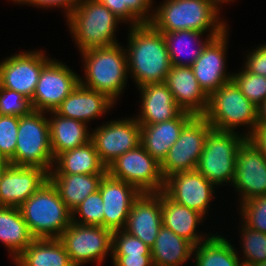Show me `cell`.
<instances>
[{
	"instance_id": "6da1fadb",
	"label": "cell",
	"mask_w": 266,
	"mask_h": 266,
	"mask_svg": "<svg viewBox=\"0 0 266 266\" xmlns=\"http://www.w3.org/2000/svg\"><path fill=\"white\" fill-rule=\"evenodd\" d=\"M128 32L125 48L128 73L137 88L165 82L172 64L163 33L150 23L130 26Z\"/></svg>"
},
{
	"instance_id": "7a4b0ae2",
	"label": "cell",
	"mask_w": 266,
	"mask_h": 266,
	"mask_svg": "<svg viewBox=\"0 0 266 266\" xmlns=\"http://www.w3.org/2000/svg\"><path fill=\"white\" fill-rule=\"evenodd\" d=\"M161 3L154 8L150 22L159 32L209 31V35L218 37L229 28L224 19H220L222 6L218 0H164Z\"/></svg>"
},
{
	"instance_id": "3957f363",
	"label": "cell",
	"mask_w": 266,
	"mask_h": 266,
	"mask_svg": "<svg viewBox=\"0 0 266 266\" xmlns=\"http://www.w3.org/2000/svg\"><path fill=\"white\" fill-rule=\"evenodd\" d=\"M80 54L84 60L85 74V78L80 77V84L108 95L115 102L120 99L127 87L129 75L125 47L117 43L91 48Z\"/></svg>"
},
{
	"instance_id": "277c9868",
	"label": "cell",
	"mask_w": 266,
	"mask_h": 266,
	"mask_svg": "<svg viewBox=\"0 0 266 266\" xmlns=\"http://www.w3.org/2000/svg\"><path fill=\"white\" fill-rule=\"evenodd\" d=\"M18 208L35 239L59 238L72 223V211L50 179Z\"/></svg>"
},
{
	"instance_id": "5b68a950",
	"label": "cell",
	"mask_w": 266,
	"mask_h": 266,
	"mask_svg": "<svg viewBox=\"0 0 266 266\" xmlns=\"http://www.w3.org/2000/svg\"><path fill=\"white\" fill-rule=\"evenodd\" d=\"M65 19L79 52L118 43L116 29L123 22L98 0H80Z\"/></svg>"
},
{
	"instance_id": "8992f818",
	"label": "cell",
	"mask_w": 266,
	"mask_h": 266,
	"mask_svg": "<svg viewBox=\"0 0 266 266\" xmlns=\"http://www.w3.org/2000/svg\"><path fill=\"white\" fill-rule=\"evenodd\" d=\"M213 129L238 132L245 126L248 138L257 127V106L241 92L233 80L223 84L208 97V107L203 115Z\"/></svg>"
},
{
	"instance_id": "52a82bcc",
	"label": "cell",
	"mask_w": 266,
	"mask_h": 266,
	"mask_svg": "<svg viewBox=\"0 0 266 266\" xmlns=\"http://www.w3.org/2000/svg\"><path fill=\"white\" fill-rule=\"evenodd\" d=\"M46 114L44 111L33 110L30 114L19 117L15 155L9 164L38 167L49 174L53 168L54 156Z\"/></svg>"
},
{
	"instance_id": "ba28073f",
	"label": "cell",
	"mask_w": 266,
	"mask_h": 266,
	"mask_svg": "<svg viewBox=\"0 0 266 266\" xmlns=\"http://www.w3.org/2000/svg\"><path fill=\"white\" fill-rule=\"evenodd\" d=\"M247 139L243 132L211 129L196 170L216 186H227L235 176L237 149ZM227 183V185L225 184Z\"/></svg>"
},
{
	"instance_id": "9c48e42d",
	"label": "cell",
	"mask_w": 266,
	"mask_h": 266,
	"mask_svg": "<svg viewBox=\"0 0 266 266\" xmlns=\"http://www.w3.org/2000/svg\"><path fill=\"white\" fill-rule=\"evenodd\" d=\"M107 173L135 186L141 193H158L164 189L160 163L141 144L111 162Z\"/></svg>"
},
{
	"instance_id": "30bf717a",
	"label": "cell",
	"mask_w": 266,
	"mask_h": 266,
	"mask_svg": "<svg viewBox=\"0 0 266 266\" xmlns=\"http://www.w3.org/2000/svg\"><path fill=\"white\" fill-rule=\"evenodd\" d=\"M74 266L95 262L101 264L112 255L113 231L102 226L72 222L58 238Z\"/></svg>"
},
{
	"instance_id": "8fae6325",
	"label": "cell",
	"mask_w": 266,
	"mask_h": 266,
	"mask_svg": "<svg viewBox=\"0 0 266 266\" xmlns=\"http://www.w3.org/2000/svg\"><path fill=\"white\" fill-rule=\"evenodd\" d=\"M212 126L204 116H193L182 128L179 138L160 163L164 178L169 175L196 170L205 139Z\"/></svg>"
},
{
	"instance_id": "7c38bea8",
	"label": "cell",
	"mask_w": 266,
	"mask_h": 266,
	"mask_svg": "<svg viewBox=\"0 0 266 266\" xmlns=\"http://www.w3.org/2000/svg\"><path fill=\"white\" fill-rule=\"evenodd\" d=\"M63 61L51 58L42 68L33 98L35 111H55L80 83V76Z\"/></svg>"
},
{
	"instance_id": "4fadbf2b",
	"label": "cell",
	"mask_w": 266,
	"mask_h": 266,
	"mask_svg": "<svg viewBox=\"0 0 266 266\" xmlns=\"http://www.w3.org/2000/svg\"><path fill=\"white\" fill-rule=\"evenodd\" d=\"M133 117L106 121V124L103 122V125L92 129L90 141L106 167L141 144V126Z\"/></svg>"
},
{
	"instance_id": "5bb4252c",
	"label": "cell",
	"mask_w": 266,
	"mask_h": 266,
	"mask_svg": "<svg viewBox=\"0 0 266 266\" xmlns=\"http://www.w3.org/2000/svg\"><path fill=\"white\" fill-rule=\"evenodd\" d=\"M0 62V86L32 99L43 66L51 59L42 50L15 53Z\"/></svg>"
},
{
	"instance_id": "9a60e30c",
	"label": "cell",
	"mask_w": 266,
	"mask_h": 266,
	"mask_svg": "<svg viewBox=\"0 0 266 266\" xmlns=\"http://www.w3.org/2000/svg\"><path fill=\"white\" fill-rule=\"evenodd\" d=\"M232 187L240 203L266 195V156L248 138L237 149Z\"/></svg>"
},
{
	"instance_id": "2e32d148",
	"label": "cell",
	"mask_w": 266,
	"mask_h": 266,
	"mask_svg": "<svg viewBox=\"0 0 266 266\" xmlns=\"http://www.w3.org/2000/svg\"><path fill=\"white\" fill-rule=\"evenodd\" d=\"M216 187L197 170H193L166 177L163 192L174 202L196 210L207 218Z\"/></svg>"
},
{
	"instance_id": "e0dca14e",
	"label": "cell",
	"mask_w": 266,
	"mask_h": 266,
	"mask_svg": "<svg viewBox=\"0 0 266 266\" xmlns=\"http://www.w3.org/2000/svg\"><path fill=\"white\" fill-rule=\"evenodd\" d=\"M228 31L227 29L220 36L212 38L191 66L199 86L208 97L232 80L233 73L226 71Z\"/></svg>"
},
{
	"instance_id": "ac0fdd59",
	"label": "cell",
	"mask_w": 266,
	"mask_h": 266,
	"mask_svg": "<svg viewBox=\"0 0 266 266\" xmlns=\"http://www.w3.org/2000/svg\"><path fill=\"white\" fill-rule=\"evenodd\" d=\"M48 179L44 169L8 163L0 173V206L19 207Z\"/></svg>"
},
{
	"instance_id": "d6986e66",
	"label": "cell",
	"mask_w": 266,
	"mask_h": 266,
	"mask_svg": "<svg viewBox=\"0 0 266 266\" xmlns=\"http://www.w3.org/2000/svg\"><path fill=\"white\" fill-rule=\"evenodd\" d=\"M104 204V228L123 230L133 202L141 192L133 185L116 179L106 173L99 186Z\"/></svg>"
},
{
	"instance_id": "ffe728a7",
	"label": "cell",
	"mask_w": 266,
	"mask_h": 266,
	"mask_svg": "<svg viewBox=\"0 0 266 266\" xmlns=\"http://www.w3.org/2000/svg\"><path fill=\"white\" fill-rule=\"evenodd\" d=\"M162 225L160 192L141 193L132 204L123 230L152 248Z\"/></svg>"
},
{
	"instance_id": "44dd1931",
	"label": "cell",
	"mask_w": 266,
	"mask_h": 266,
	"mask_svg": "<svg viewBox=\"0 0 266 266\" xmlns=\"http://www.w3.org/2000/svg\"><path fill=\"white\" fill-rule=\"evenodd\" d=\"M116 104L108 95L88 89L80 83L61 102L55 112L62 117L82 121L89 125L91 120L99 119ZM99 117V118H98Z\"/></svg>"
},
{
	"instance_id": "7402d4cb",
	"label": "cell",
	"mask_w": 266,
	"mask_h": 266,
	"mask_svg": "<svg viewBox=\"0 0 266 266\" xmlns=\"http://www.w3.org/2000/svg\"><path fill=\"white\" fill-rule=\"evenodd\" d=\"M177 105L194 116H203L208 107V96L199 86L193 69L172 65L165 82Z\"/></svg>"
},
{
	"instance_id": "603a6c76",
	"label": "cell",
	"mask_w": 266,
	"mask_h": 266,
	"mask_svg": "<svg viewBox=\"0 0 266 266\" xmlns=\"http://www.w3.org/2000/svg\"><path fill=\"white\" fill-rule=\"evenodd\" d=\"M141 107L136 120L139 124H156L176 118L183 110L175 102L167 85L146 84L139 87Z\"/></svg>"
},
{
	"instance_id": "cb8c5ba5",
	"label": "cell",
	"mask_w": 266,
	"mask_h": 266,
	"mask_svg": "<svg viewBox=\"0 0 266 266\" xmlns=\"http://www.w3.org/2000/svg\"><path fill=\"white\" fill-rule=\"evenodd\" d=\"M160 199L163 226L188 240L194 246L199 245L211 236L210 232L209 234L206 233V235L203 232L198 234V225H201L206 219L198 211L174 202L163 191H160Z\"/></svg>"
},
{
	"instance_id": "d4e9b609",
	"label": "cell",
	"mask_w": 266,
	"mask_h": 266,
	"mask_svg": "<svg viewBox=\"0 0 266 266\" xmlns=\"http://www.w3.org/2000/svg\"><path fill=\"white\" fill-rule=\"evenodd\" d=\"M194 115L182 111L176 118L156 124H140L141 145L159 163L179 138L183 126Z\"/></svg>"
},
{
	"instance_id": "484cf974",
	"label": "cell",
	"mask_w": 266,
	"mask_h": 266,
	"mask_svg": "<svg viewBox=\"0 0 266 266\" xmlns=\"http://www.w3.org/2000/svg\"><path fill=\"white\" fill-rule=\"evenodd\" d=\"M47 114L54 159L60 153L84 146L90 141L92 130H89L86 123L62 117L55 111H49Z\"/></svg>"
},
{
	"instance_id": "4316f807",
	"label": "cell",
	"mask_w": 266,
	"mask_h": 266,
	"mask_svg": "<svg viewBox=\"0 0 266 266\" xmlns=\"http://www.w3.org/2000/svg\"><path fill=\"white\" fill-rule=\"evenodd\" d=\"M107 167L101 161L94 144L89 141L84 146L60 153L49 174H106Z\"/></svg>"
},
{
	"instance_id": "83f0119b",
	"label": "cell",
	"mask_w": 266,
	"mask_h": 266,
	"mask_svg": "<svg viewBox=\"0 0 266 266\" xmlns=\"http://www.w3.org/2000/svg\"><path fill=\"white\" fill-rule=\"evenodd\" d=\"M18 207L0 206V242L16 259L34 240Z\"/></svg>"
},
{
	"instance_id": "f1b7e54d",
	"label": "cell",
	"mask_w": 266,
	"mask_h": 266,
	"mask_svg": "<svg viewBox=\"0 0 266 266\" xmlns=\"http://www.w3.org/2000/svg\"><path fill=\"white\" fill-rule=\"evenodd\" d=\"M194 245L162 225L151 248L153 266H184L193 257Z\"/></svg>"
},
{
	"instance_id": "f546056e",
	"label": "cell",
	"mask_w": 266,
	"mask_h": 266,
	"mask_svg": "<svg viewBox=\"0 0 266 266\" xmlns=\"http://www.w3.org/2000/svg\"><path fill=\"white\" fill-rule=\"evenodd\" d=\"M12 262L16 266H74L58 238L34 239Z\"/></svg>"
},
{
	"instance_id": "4dcf8cb0",
	"label": "cell",
	"mask_w": 266,
	"mask_h": 266,
	"mask_svg": "<svg viewBox=\"0 0 266 266\" xmlns=\"http://www.w3.org/2000/svg\"><path fill=\"white\" fill-rule=\"evenodd\" d=\"M105 174H49L62 201L73 211L87 196L99 190Z\"/></svg>"
},
{
	"instance_id": "1f68e13d",
	"label": "cell",
	"mask_w": 266,
	"mask_h": 266,
	"mask_svg": "<svg viewBox=\"0 0 266 266\" xmlns=\"http://www.w3.org/2000/svg\"><path fill=\"white\" fill-rule=\"evenodd\" d=\"M162 33L167 44L171 64L175 66L191 67L196 59L201 55L203 48L212 38H214L213 36L207 34L204 41L200 37H202L205 33L194 30H178ZM193 45L194 47L197 45V48H193Z\"/></svg>"
},
{
	"instance_id": "d6a6232c",
	"label": "cell",
	"mask_w": 266,
	"mask_h": 266,
	"mask_svg": "<svg viewBox=\"0 0 266 266\" xmlns=\"http://www.w3.org/2000/svg\"><path fill=\"white\" fill-rule=\"evenodd\" d=\"M225 236L212 233L211 236L194 246L195 266H241L240 255Z\"/></svg>"
},
{
	"instance_id": "836d02e7",
	"label": "cell",
	"mask_w": 266,
	"mask_h": 266,
	"mask_svg": "<svg viewBox=\"0 0 266 266\" xmlns=\"http://www.w3.org/2000/svg\"><path fill=\"white\" fill-rule=\"evenodd\" d=\"M129 26L150 23L154 15V0H98ZM152 11V12H151ZM151 12V13H150ZM129 23V24H128Z\"/></svg>"
},
{
	"instance_id": "e575fe53",
	"label": "cell",
	"mask_w": 266,
	"mask_h": 266,
	"mask_svg": "<svg viewBox=\"0 0 266 266\" xmlns=\"http://www.w3.org/2000/svg\"><path fill=\"white\" fill-rule=\"evenodd\" d=\"M240 228L241 235L240 248L243 250L242 264L253 266L266 261V234L246 227L244 224ZM245 258V259H244Z\"/></svg>"
},
{
	"instance_id": "d590c367",
	"label": "cell",
	"mask_w": 266,
	"mask_h": 266,
	"mask_svg": "<svg viewBox=\"0 0 266 266\" xmlns=\"http://www.w3.org/2000/svg\"><path fill=\"white\" fill-rule=\"evenodd\" d=\"M104 204L99 190L87 196L72 211V222L104 227ZM79 215V216H78Z\"/></svg>"
},
{
	"instance_id": "8d00e7d4",
	"label": "cell",
	"mask_w": 266,
	"mask_h": 266,
	"mask_svg": "<svg viewBox=\"0 0 266 266\" xmlns=\"http://www.w3.org/2000/svg\"><path fill=\"white\" fill-rule=\"evenodd\" d=\"M232 80L247 99L257 107L266 100L265 76L254 75L243 67L239 72L233 73Z\"/></svg>"
},
{
	"instance_id": "74e56055",
	"label": "cell",
	"mask_w": 266,
	"mask_h": 266,
	"mask_svg": "<svg viewBox=\"0 0 266 266\" xmlns=\"http://www.w3.org/2000/svg\"><path fill=\"white\" fill-rule=\"evenodd\" d=\"M242 222L246 227L266 234V195L257 196L240 203Z\"/></svg>"
},
{
	"instance_id": "f35d334b",
	"label": "cell",
	"mask_w": 266,
	"mask_h": 266,
	"mask_svg": "<svg viewBox=\"0 0 266 266\" xmlns=\"http://www.w3.org/2000/svg\"><path fill=\"white\" fill-rule=\"evenodd\" d=\"M18 125V116L0 115V157L7 163L15 155Z\"/></svg>"
},
{
	"instance_id": "ab89813d",
	"label": "cell",
	"mask_w": 266,
	"mask_h": 266,
	"mask_svg": "<svg viewBox=\"0 0 266 266\" xmlns=\"http://www.w3.org/2000/svg\"><path fill=\"white\" fill-rule=\"evenodd\" d=\"M33 111L31 100L0 86V115L25 116Z\"/></svg>"
},
{
	"instance_id": "60d3db41",
	"label": "cell",
	"mask_w": 266,
	"mask_h": 266,
	"mask_svg": "<svg viewBox=\"0 0 266 266\" xmlns=\"http://www.w3.org/2000/svg\"><path fill=\"white\" fill-rule=\"evenodd\" d=\"M112 255H151V248L124 230L113 231Z\"/></svg>"
},
{
	"instance_id": "b9f144b4",
	"label": "cell",
	"mask_w": 266,
	"mask_h": 266,
	"mask_svg": "<svg viewBox=\"0 0 266 266\" xmlns=\"http://www.w3.org/2000/svg\"><path fill=\"white\" fill-rule=\"evenodd\" d=\"M245 60L243 65L248 72L266 77V43L249 51Z\"/></svg>"
},
{
	"instance_id": "7bdbcfd3",
	"label": "cell",
	"mask_w": 266,
	"mask_h": 266,
	"mask_svg": "<svg viewBox=\"0 0 266 266\" xmlns=\"http://www.w3.org/2000/svg\"><path fill=\"white\" fill-rule=\"evenodd\" d=\"M14 3L27 5V6H34L37 8H52V7H59L64 8L65 12L64 15L66 18L70 15L71 11L77 6L80 0H11Z\"/></svg>"
},
{
	"instance_id": "ee69618b",
	"label": "cell",
	"mask_w": 266,
	"mask_h": 266,
	"mask_svg": "<svg viewBox=\"0 0 266 266\" xmlns=\"http://www.w3.org/2000/svg\"><path fill=\"white\" fill-rule=\"evenodd\" d=\"M113 266H153L151 255H110Z\"/></svg>"
},
{
	"instance_id": "f6af8a7d",
	"label": "cell",
	"mask_w": 266,
	"mask_h": 266,
	"mask_svg": "<svg viewBox=\"0 0 266 266\" xmlns=\"http://www.w3.org/2000/svg\"><path fill=\"white\" fill-rule=\"evenodd\" d=\"M248 139L266 156V126H257Z\"/></svg>"
},
{
	"instance_id": "bcb514c9",
	"label": "cell",
	"mask_w": 266,
	"mask_h": 266,
	"mask_svg": "<svg viewBox=\"0 0 266 266\" xmlns=\"http://www.w3.org/2000/svg\"><path fill=\"white\" fill-rule=\"evenodd\" d=\"M257 126H266V100L257 107Z\"/></svg>"
},
{
	"instance_id": "7dc6e473",
	"label": "cell",
	"mask_w": 266,
	"mask_h": 266,
	"mask_svg": "<svg viewBox=\"0 0 266 266\" xmlns=\"http://www.w3.org/2000/svg\"><path fill=\"white\" fill-rule=\"evenodd\" d=\"M7 164L8 163L2 157H0V173Z\"/></svg>"
},
{
	"instance_id": "c3c4849f",
	"label": "cell",
	"mask_w": 266,
	"mask_h": 266,
	"mask_svg": "<svg viewBox=\"0 0 266 266\" xmlns=\"http://www.w3.org/2000/svg\"><path fill=\"white\" fill-rule=\"evenodd\" d=\"M221 4H225V3H229V2H233L235 0H218Z\"/></svg>"
},
{
	"instance_id": "681fc988",
	"label": "cell",
	"mask_w": 266,
	"mask_h": 266,
	"mask_svg": "<svg viewBox=\"0 0 266 266\" xmlns=\"http://www.w3.org/2000/svg\"><path fill=\"white\" fill-rule=\"evenodd\" d=\"M253 266H266V261L265 262H262V263H259V264H255Z\"/></svg>"
}]
</instances>
